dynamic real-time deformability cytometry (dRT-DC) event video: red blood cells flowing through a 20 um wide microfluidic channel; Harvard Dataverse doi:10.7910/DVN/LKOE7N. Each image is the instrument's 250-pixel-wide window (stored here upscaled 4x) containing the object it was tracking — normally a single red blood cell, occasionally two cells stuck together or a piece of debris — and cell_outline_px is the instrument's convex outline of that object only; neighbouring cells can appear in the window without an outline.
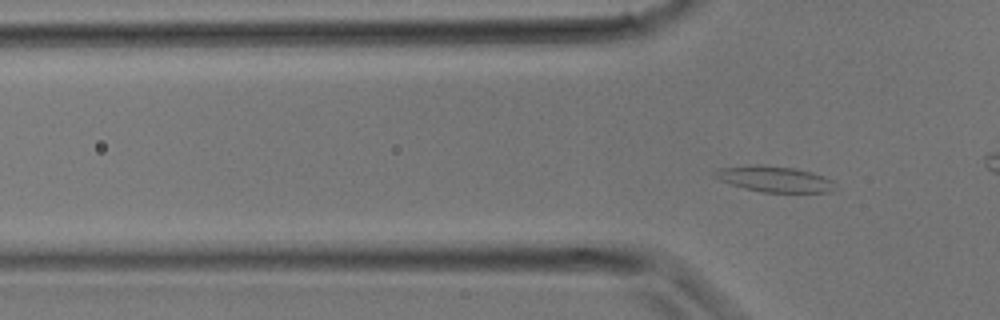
{"species": "common noctule bat (a hibernating species)", "species_latin": "Nyctalus noctula", "temperature_condition": "room temperature", "stored_images_in_passage": 7, "camera_frame_rate_fps": 3000, "um_per_image_px": 0.085, "animal": {"sex": "male", "body_mass_g": 17.9}, "frame": {"image": 1, "passage_image": 7, "time_ms": 2.0, "image_size_px": [1000, 320], "cell_outline_px": [[836, 188], [832, 192], [760, 192], [744, 188], [720, 180], [716, 176], [716, 172], [720, 168], [748, 164], [764, 164], [792, 168], [824, 176], [832, 180]], "centroid_in_image_um": [65.85, 15.22], "position_along_channel_um": 60.0, "area_um2": 17.98}}